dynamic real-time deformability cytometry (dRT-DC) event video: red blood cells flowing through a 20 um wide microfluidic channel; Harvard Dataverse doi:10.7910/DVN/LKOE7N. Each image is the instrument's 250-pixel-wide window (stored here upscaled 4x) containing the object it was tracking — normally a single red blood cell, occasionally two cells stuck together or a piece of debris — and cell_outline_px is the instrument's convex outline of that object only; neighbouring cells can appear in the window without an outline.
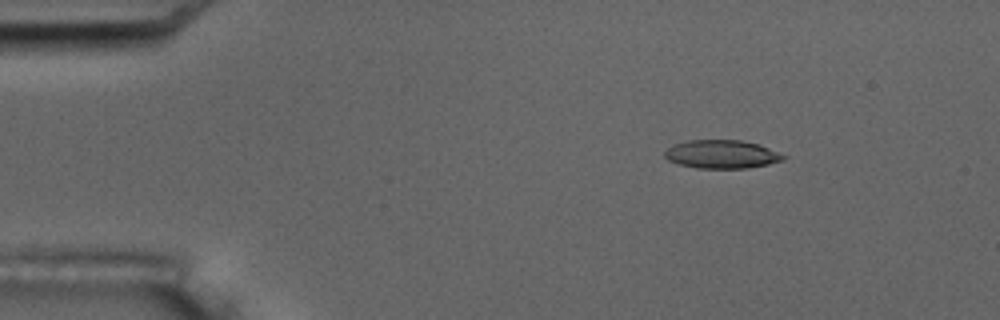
{"species": "common noctule bat (a hibernating species)", "species_latin": "Nyctalus noctula", "temperature_condition": "room temperature", "stored_images_in_passage": 5, "camera_frame_rate_fps": 3000, "um_per_image_px": 0.085, "animal": {"sex": "male", "body_mass_g": 17.5, "forearm_length_mm": 52.3}, "frame": {"image": 1, "passage_image": 3, "time_ms": 2.333, "image_size_px": [1000, 320], "cell_outline_px": [[788, 156], [784, 160], [768, 164], [748, 168], [696, 168], [680, 164], [668, 160], [664, 156], [664, 152], [668, 148], [676, 144], [688, 140], [740, 140], [760, 144]], "centroid_in_image_um": [61.39, 13.11], "position_along_channel_um": 23.6, "area_um2": 19.65}}